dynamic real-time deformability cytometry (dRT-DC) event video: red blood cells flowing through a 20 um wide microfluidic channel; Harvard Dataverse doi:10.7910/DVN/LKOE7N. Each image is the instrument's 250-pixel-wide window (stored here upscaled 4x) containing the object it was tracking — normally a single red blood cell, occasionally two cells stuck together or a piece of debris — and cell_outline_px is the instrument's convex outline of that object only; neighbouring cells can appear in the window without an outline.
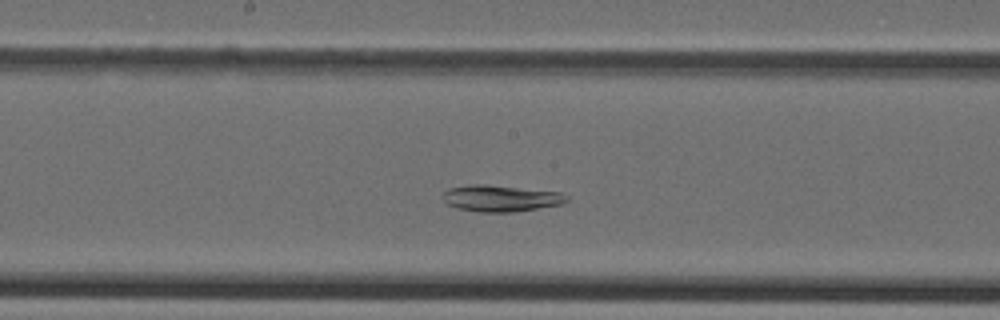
{"species": "Egyptian fruit bat (a non-hibernating species)", "species_latin": "Rousettus aegyptiacus", "temperature_condition": "cold", "stored_images_in_passage": 36, "camera_frame_rate_fps": 3000, "um_per_image_px": 0.085, "animal": {"sex": "female"}, "frame": {"image": 1, "passage_image": 14, "time_ms": 4.333, "image_size_px": [1000, 320], "cell_outline_px": [[568, 200], [564, 204], [516, 212], [480, 212], [456, 208], [448, 204], [440, 196], [448, 188], [472, 184], [484, 184], [560, 192], [568, 196]], "centroid_in_image_um": [42.56, 16.86], "position_along_channel_um": 205.6, "area_um2": 19.25}}
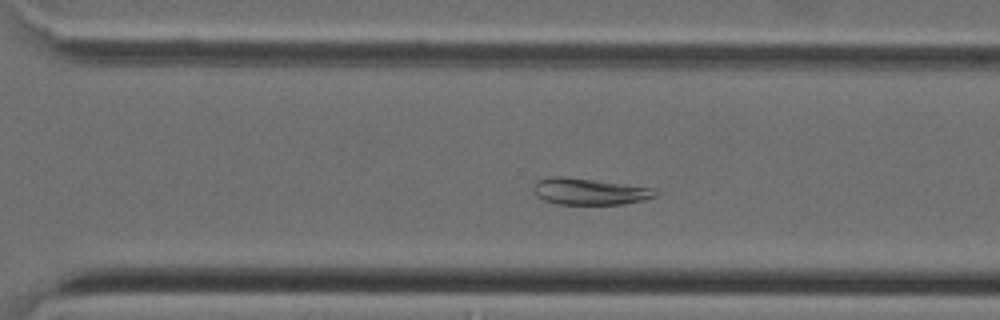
{"frame": {"image": 2, "passage_image": 22, "time_ms": 7.0, "image_size_px": [1000, 320], "cell_outline_px": [[656, 196], [644, 200], [624, 204], [556, 204], [544, 200], [536, 196], [536, 180], [548, 176], [568, 176], [656, 188]], "centroid_in_image_um": [50.12, 16.26], "position_along_channel_um": 320.5, "area_um2": 18.96}}
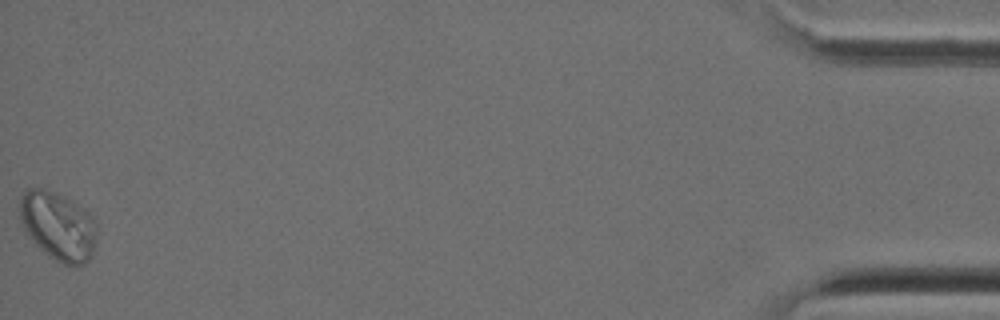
{"frame": {"image": 3, "passage_image": 36, "time_ms": 11.667, "image_size_px": [1000, 320], "cell_outline_px": [[96, 244], [92, 256], [84, 264], [64, 264], [48, 256], [32, 240], [20, 224], [20, 200], [24, 192], [28, 188], [44, 188], [56, 192], [88, 212], [92, 216], [96, 224]], "centroid_in_image_um": [4.94, 19.21], "position_along_channel_um": 430.3, "area_um2": 30.63}}